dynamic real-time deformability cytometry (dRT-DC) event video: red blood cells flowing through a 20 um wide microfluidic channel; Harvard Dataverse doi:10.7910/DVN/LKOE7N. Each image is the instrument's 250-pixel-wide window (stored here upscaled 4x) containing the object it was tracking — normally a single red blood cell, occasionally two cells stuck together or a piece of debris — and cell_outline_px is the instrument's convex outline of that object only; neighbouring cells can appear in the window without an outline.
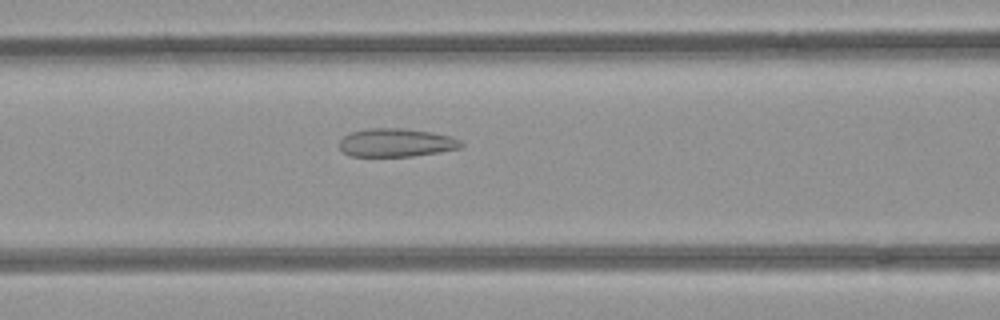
{"species": "common noctule bat (a hibernating species)", "species_latin": "Nyctalus noctula", "temperature_condition": "room temperature", "stored_images_in_passage": 28, "camera_frame_rate_fps": 3000, "um_per_image_px": 0.085, "animal": {"sex": "female", "body_mass_g": 21.9}, "frame": {"image": 1, "passage_image": 8, "time_ms": 2.333, "image_size_px": [1000, 320], "cell_outline_px": [[464, 144], [460, 148], [440, 152], [412, 156], [352, 156], [344, 152], [340, 148], [340, 140], [344, 136], [352, 132], [368, 128], [404, 128], [432, 132], [452, 136], [460, 140]], "centroid_in_image_um": [33.71, 12.12], "position_along_channel_um": 132.9, "area_um2": 20.11}}
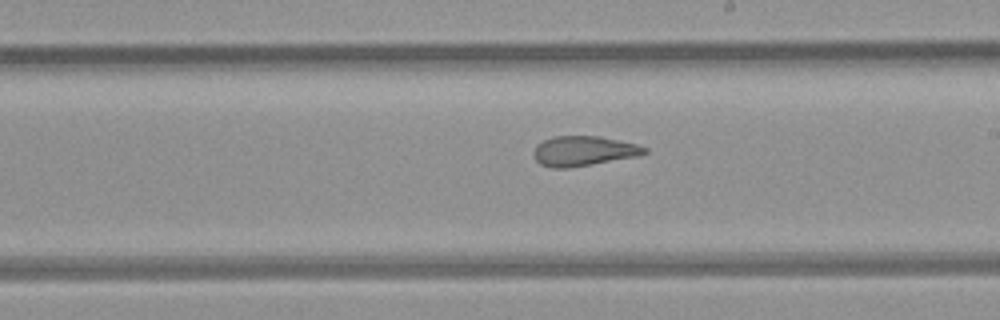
{"frame": {"image": 2, "passage_image": 16, "time_ms": 5.0, "image_size_px": [1000, 320], "cell_outline_px": [[648, 152], [640, 156], [568, 168], [552, 168], [540, 164], [532, 156], [532, 152], [536, 144], [552, 136], [600, 136], [636, 144], [648, 148]], "centroid_in_image_um": [49.58, 12.83], "position_along_channel_um": 239.4, "area_um2": 19.54}}
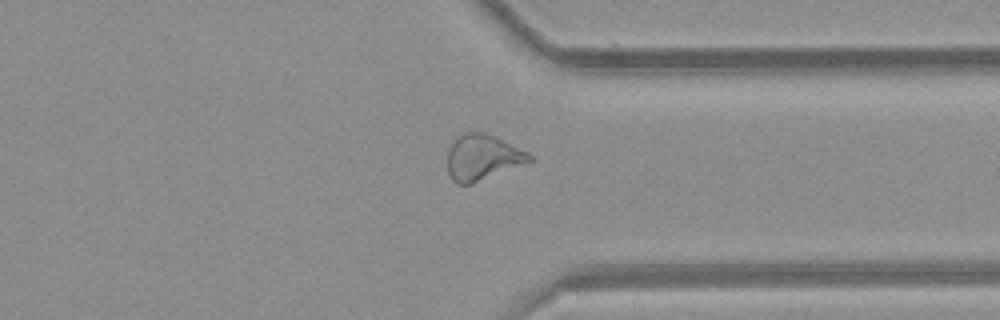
{"frame": {"image": 3, "passage_image": 26, "time_ms": 8.333, "image_size_px": [1000, 320], "cell_outline_px": [[532, 160], [468, 184], [456, 184], [452, 180], [448, 172], [448, 148], [452, 140], [464, 132], [484, 132], [496, 136], [528, 152], [532, 156]], "centroid_in_image_um": [40.96, 13.33], "position_along_channel_um": 370.4, "area_um2": 21.44}}